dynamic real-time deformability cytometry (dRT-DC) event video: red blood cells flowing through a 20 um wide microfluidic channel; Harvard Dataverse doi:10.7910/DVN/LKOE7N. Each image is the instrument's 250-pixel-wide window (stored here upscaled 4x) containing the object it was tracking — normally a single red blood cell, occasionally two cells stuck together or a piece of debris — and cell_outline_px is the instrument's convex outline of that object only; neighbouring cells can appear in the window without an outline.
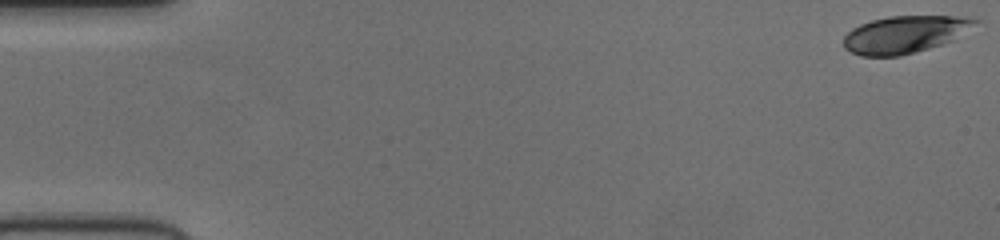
{"species": "human", "species_latin": "Homo sapiens", "temperature_condition": "cold", "stored_images_in_passage": 53, "camera_frame_rate_fps": 3000, "um_per_image_px": 0.085, "donor": {"sex": "female"}, "frame": {"image": 1, "passage_image": 1, "time_ms": 0.0, "image_size_px": [1000, 240], "cell_outline_px": [[980, 20], [948, 40], [940, 44], [928, 48], [900, 56], [860, 56], [844, 48], [844, 36], [852, 28], [860, 24], [872, 20], [888, 16], [956, 16]], "centroid_in_image_um": [76.77, 2.92], "position_along_channel_um": 8.2, "area_um2": 27.74}}
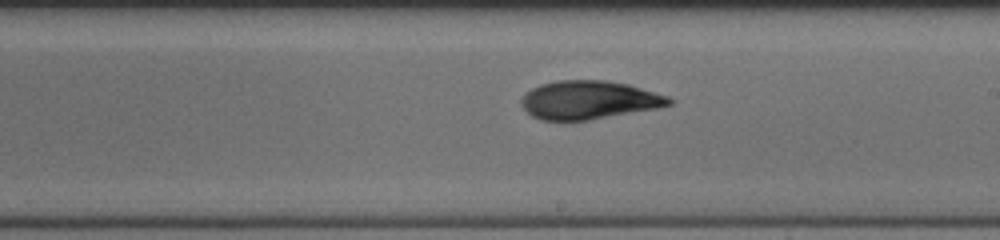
{"frame": {"image": 2, "passage_image": 31, "time_ms": 10.0, "image_size_px": [1000, 240], "cell_outline_px": [[672, 104], [656, 108], [588, 120], [540, 120], [532, 116], [524, 108], [520, 100], [532, 88], [540, 84], [556, 80], [604, 80], [628, 84], [668, 96], [672, 100]], "centroid_in_image_um": [50.04, 8.49], "position_along_channel_um": 239.0, "area_um2": 32.77}}
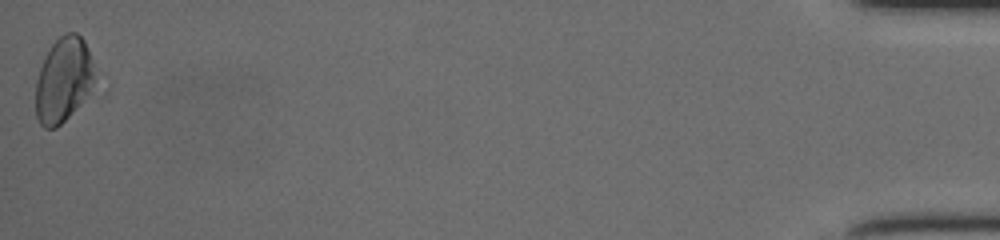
{"frame": {"image": 3, "passage_image": 53, "time_ms": 17.333, "image_size_px": [1000, 240], "cell_outline_px": [[108, 88], [104, 96], [56, 128], [44, 128], [40, 124], [36, 116], [36, 80], [40, 68], [52, 44], [60, 36], [68, 32], [76, 32], [84, 40]], "centroid_in_image_um": [5.71, 6.93], "position_along_channel_um": 429.5, "area_um2": 33.41}}